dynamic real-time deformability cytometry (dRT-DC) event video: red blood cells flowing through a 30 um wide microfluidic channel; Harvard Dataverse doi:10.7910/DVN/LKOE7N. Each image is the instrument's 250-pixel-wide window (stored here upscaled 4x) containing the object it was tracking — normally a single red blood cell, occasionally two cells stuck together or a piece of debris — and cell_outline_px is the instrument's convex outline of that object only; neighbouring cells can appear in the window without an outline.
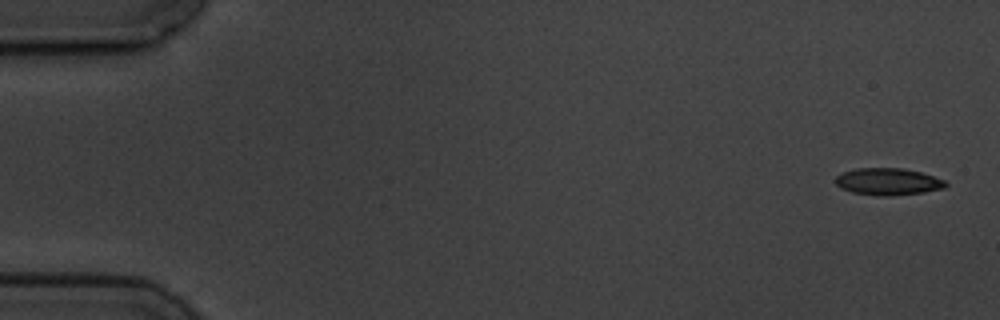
{"species": "common noctule bat (a hibernating species)", "species_latin": "Nyctalus noctula", "temperature_condition": "cold", "stored_images_in_passage": 5, "camera_frame_rate_fps": 3000, "um_per_image_px": 0.085, "animal": {"sex": "male", "body_mass_g": 19.5, "forearm_length_mm": 54.6}, "frame": {"image": 1, "passage_image": 1, "time_ms": 0.0, "image_size_px": [1000, 320], "cell_outline_px": [[948, 184], [944, 188], [924, 192], [888, 196], [876, 196], [852, 192], [840, 188], [836, 184], [836, 176], [844, 172], [856, 168], [904, 168], [920, 172], [944, 180]], "centroid_in_image_um": [75.47, 15.44], "position_along_channel_um": 9.5, "area_um2": 17.28}}
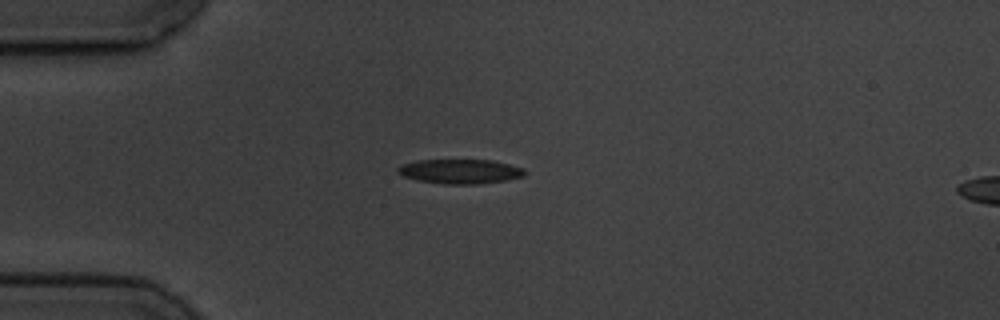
{"frame": {"image": 2, "passage_image": 4, "time_ms": 4.333, "image_size_px": [1000, 320], "cell_outline_px": [[528, 172], [524, 176], [508, 180], [480, 184], [444, 184], [420, 180], [404, 176], [396, 172], [396, 168], [404, 164], [416, 160], [492, 160], [524, 168]], "centroid_in_image_um": [39.16, 14.57], "position_along_channel_um": 45.8, "area_um2": 18.15}}